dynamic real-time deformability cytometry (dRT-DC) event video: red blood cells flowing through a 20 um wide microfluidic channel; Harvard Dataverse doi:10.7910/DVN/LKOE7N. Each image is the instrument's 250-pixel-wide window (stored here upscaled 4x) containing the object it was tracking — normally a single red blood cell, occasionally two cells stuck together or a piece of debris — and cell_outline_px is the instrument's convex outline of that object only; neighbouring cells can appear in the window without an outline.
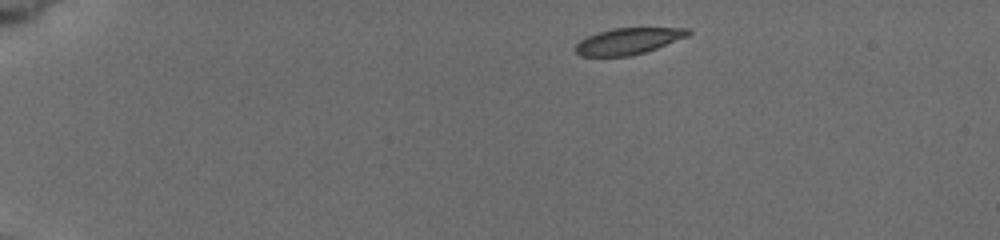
{"species": "common noctule bat (a hibernating species)", "species_latin": "Nyctalus noctula", "temperature_condition": "cold", "stored_images_in_passage": 7, "camera_frame_rate_fps": 3000, "um_per_image_px": 0.085, "animal": {"sex": "female", "body_mass_g": 19.5, "forearm_length_mm": 54.1}, "frame": {"image": 1, "passage_image": 1, "time_ms": 0.0, "image_size_px": [1000, 240], "cell_outline_px": [[692, 32], [688, 36], [656, 48], [644, 52], [628, 56], [580, 56], [576, 52], [576, 44], [580, 40], [588, 36], [612, 28], [688, 28]], "centroid_in_image_um": [53.4, 3.49], "position_along_channel_um": 31.6, "area_um2": 17.05}}
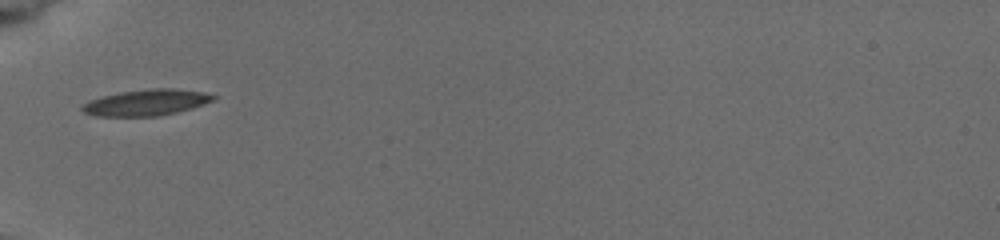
{"frame": {"image": 2, "passage_image": 6, "time_ms": 3.333, "image_size_px": [1000, 240], "cell_outline_px": [[216, 96], [212, 100], [204, 104], [192, 108], [160, 116], [92, 116], [84, 112], [80, 108], [80, 104], [88, 100], [120, 92], [148, 88], [172, 88], [204, 92]], "centroid_in_image_um": [12.38, 8.71], "position_along_channel_um": 72.6, "area_um2": 20.06}}